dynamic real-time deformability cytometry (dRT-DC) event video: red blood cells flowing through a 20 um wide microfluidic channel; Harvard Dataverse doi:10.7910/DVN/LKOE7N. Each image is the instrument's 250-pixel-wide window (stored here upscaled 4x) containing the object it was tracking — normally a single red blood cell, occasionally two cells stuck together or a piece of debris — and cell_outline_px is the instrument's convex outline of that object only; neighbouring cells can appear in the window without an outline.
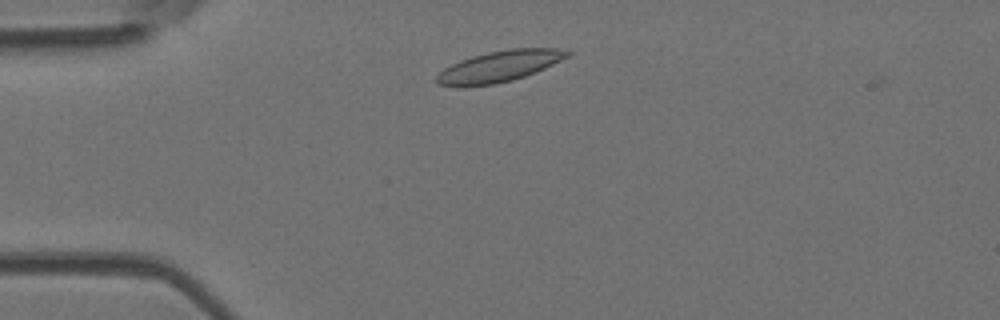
{"species": "Egyptian fruit bat (a non-hibernating species)", "species_latin": "Rousettus aegyptiacus", "temperature_condition": "room temperature", "stored_images_in_passage": 44, "camera_frame_rate_fps": 3000, "um_per_image_px": 0.085, "animal": {"sex": "female"}, "frame": {"image": 1, "passage_image": 5, "time_ms": 1.333, "image_size_px": [1000, 320], "cell_outline_px": [[572, 52], [568, 56], [536, 72], [512, 80], [492, 84], [464, 88], [460, 88], [436, 84], [436, 76], [444, 68], [460, 60], [472, 56], [488, 52], [508, 48], [556, 48]], "centroid_in_image_um": [42.37, 5.65], "position_along_channel_um": 42.6, "area_um2": 23.76}}
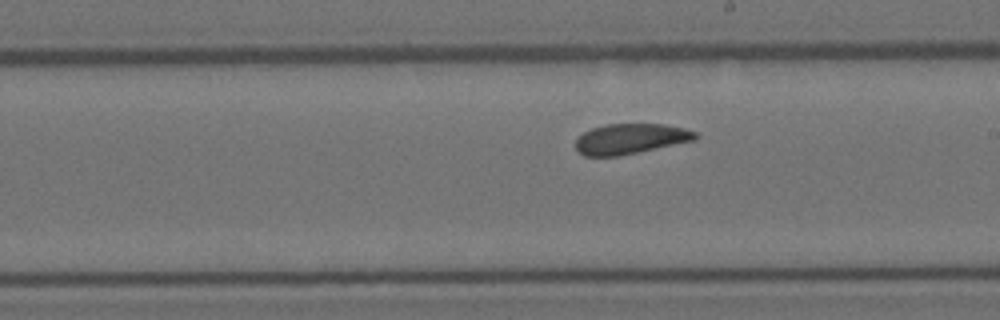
{"frame": {"image": 2, "passage_image": 22, "time_ms": 7.0, "image_size_px": [1000, 320], "cell_outline_px": [[700, 136], [696, 140], [616, 156], [584, 156], [576, 152], [576, 140], [584, 132], [592, 128], [604, 124], [664, 124], [684, 128], [696, 132]], "centroid_in_image_um": [53.58, 11.79], "position_along_channel_um": 235.4, "area_um2": 21.1}}
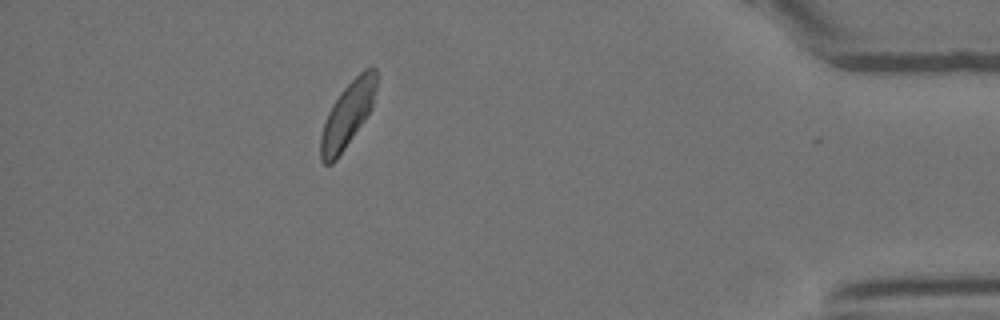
{"frame": {"image": 3, "passage_image": 39, "time_ms": 12.667, "image_size_px": [1000, 320], "cell_outline_px": [[376, 88], [372, 108], [364, 120], [336, 160], [332, 164], [324, 164], [320, 160], [320, 136], [328, 112], [332, 104], [340, 92], [364, 68], [376, 68]], "centroid_in_image_um": [29.52, 9.76], "position_along_channel_um": 405.7, "area_um2": 20.87}, "authors_computed_cell_mechanics": {"area_um2": 22.1085, "velocity_mm_per_s": 3.8533, "shape_relaxation_time_tau1_ms": 3.4756, "shape_relaxation_time_tau2_ms": 2.6316, "deformation_change_tau1": 0.083, "deformation_change_tau2": 0.0766}}